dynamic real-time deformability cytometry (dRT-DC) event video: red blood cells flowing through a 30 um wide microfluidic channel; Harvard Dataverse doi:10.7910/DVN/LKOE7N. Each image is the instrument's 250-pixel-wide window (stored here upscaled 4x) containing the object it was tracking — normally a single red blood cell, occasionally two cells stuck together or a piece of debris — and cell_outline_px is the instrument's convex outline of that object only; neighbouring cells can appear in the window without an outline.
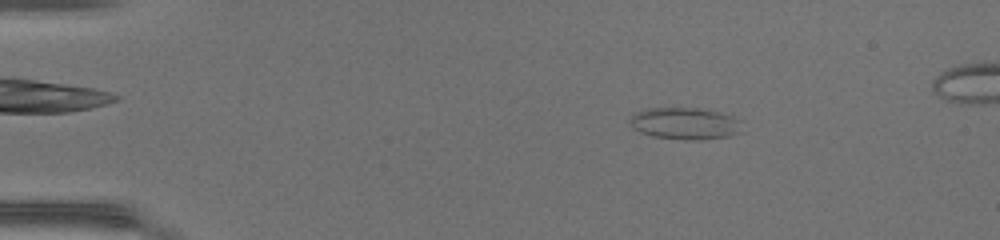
{"species": "common noctule bat (a hibernating species)", "species_latin": "Nyctalus noctula", "temperature_condition": "warm", "stored_images_in_passage": 49, "camera_frame_rate_fps": 3000, "um_per_image_px": 0.085, "animal": {"sex": "female", "body_mass_g": 17.0, "forearm_length_mm": 48.0}, "frame": {"image": 1, "passage_image": 8, "time_ms": 2.333, "image_size_px": [1000, 240], "cell_outline_px": [[744, 132], [728, 136], [700, 140], [684, 140], [652, 136], [640, 132], [632, 128], [628, 124], [628, 120], [636, 112], [644, 108], [700, 108], [720, 112], [744, 120]], "centroid_in_image_um": [58.28, 10.5], "position_along_channel_um": 26.7, "area_um2": 21.5}}
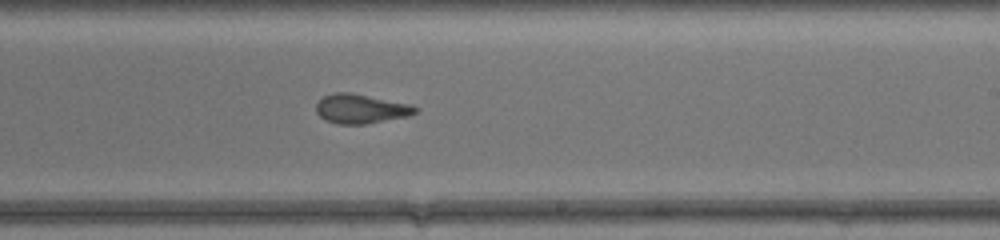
{"frame": {"image": 2, "passage_image": 30, "time_ms": 9.667, "image_size_px": [1000, 240], "cell_outline_px": [[420, 108], [416, 112], [408, 116], [368, 124], [336, 124], [324, 120], [316, 112], [316, 104], [324, 96], [332, 92], [352, 92], [412, 104]], "centroid_in_image_um": [30.68, 9.24], "position_along_channel_um": 258.3, "area_um2": 17.28}}
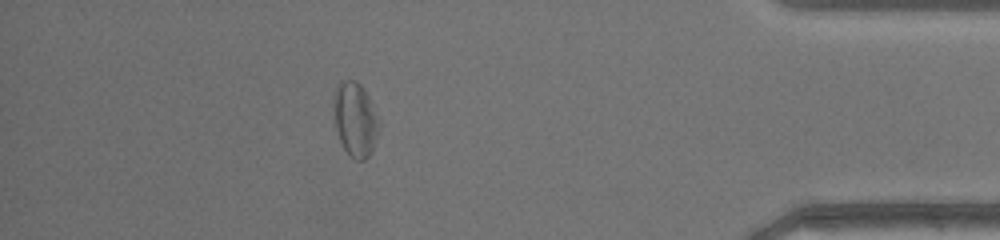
{"frame": {"image": 3, "passage_image": 43, "time_ms": 14.0, "image_size_px": [1000, 240], "cell_outline_px": [[380, 124], [372, 152], [364, 160], [356, 160], [344, 148], [340, 140], [336, 128], [332, 108], [332, 100], [336, 84], [340, 80], [356, 80], [364, 88], [368, 96]], "centroid_in_image_um": [30.16, 10.1], "position_along_channel_um": 405.0, "area_um2": 19.71}, "authors_computed_cell_mechanics": {"area_um2": 18.3804, "velocity_mm_per_s": 4.3149, "shape_relaxation_time_tau1_ms": 10.7739, "shape_relaxation_time_tau2_ms": 2.5279, "deformation_change_tau1": 0.2447, "deformation_change_tau2": 0.0979}}